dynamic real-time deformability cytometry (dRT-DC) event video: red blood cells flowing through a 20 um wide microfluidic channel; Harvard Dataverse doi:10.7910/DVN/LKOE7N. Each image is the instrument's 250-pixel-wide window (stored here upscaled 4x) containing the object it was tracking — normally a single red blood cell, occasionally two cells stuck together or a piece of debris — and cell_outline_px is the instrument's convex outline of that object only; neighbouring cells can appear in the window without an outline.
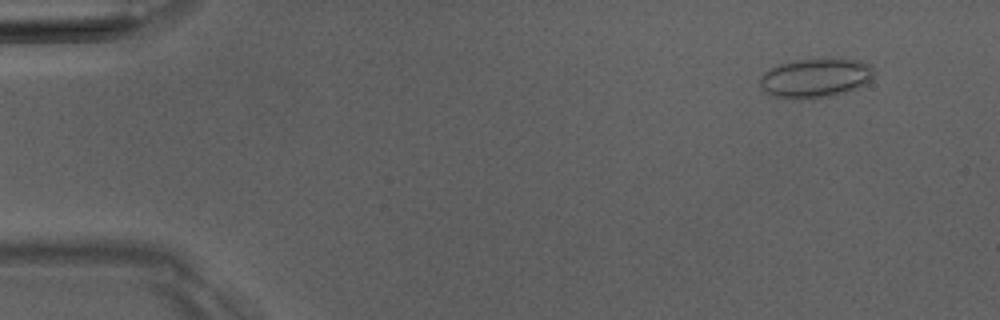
{"species": "Egyptian fruit bat (a non-hibernating species)", "species_latin": "Rousettus aegyptiacus", "temperature_condition": "room temperature", "stored_images_in_passage": 6, "camera_frame_rate_fps": 3000, "um_per_image_px": 0.085, "animal": {"sex": "male"}, "frame": {"image": 1, "passage_image": 2, "time_ms": 1.333, "image_size_px": [1000, 320], "cell_outline_px": [[872, 80], [856, 88], [844, 92], [828, 96], [800, 100], [792, 100], [768, 96], [760, 88], [760, 76], [764, 72], [780, 64], [796, 60], [828, 56], [832, 56], [860, 60], [868, 64], [872, 68]], "centroid_in_image_um": [69.27, 6.61], "position_along_channel_um": 15.7, "area_um2": 26.88}}